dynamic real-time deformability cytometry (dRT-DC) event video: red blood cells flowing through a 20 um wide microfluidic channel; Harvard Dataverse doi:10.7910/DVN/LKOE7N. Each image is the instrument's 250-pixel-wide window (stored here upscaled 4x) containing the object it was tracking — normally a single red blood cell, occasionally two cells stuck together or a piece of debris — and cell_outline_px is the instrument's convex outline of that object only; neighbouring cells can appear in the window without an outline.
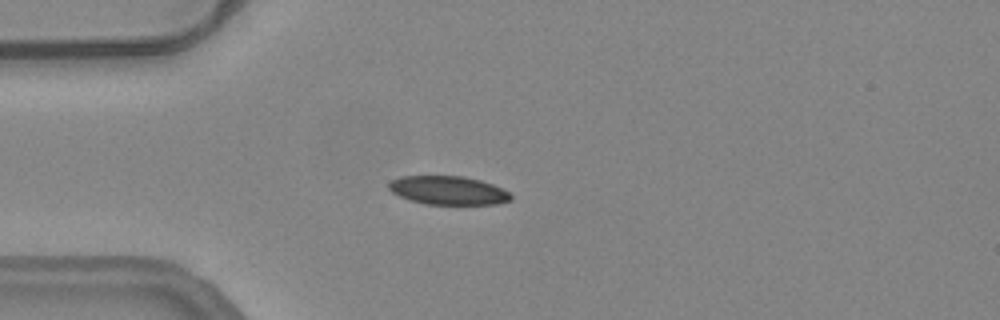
{"species": "common noctule bat (a hibernating species)", "species_latin": "Nyctalus noctula", "temperature_condition": "warm", "stored_images_in_passage": 55, "camera_frame_rate_fps": 3000, "um_per_image_px": 0.085, "animal": {"sex": "female", "body_mass_g": 24.6, "forearm_length_mm": 56.2}, "frame": {"image": 1, "passage_image": 15, "time_ms": 4.667, "image_size_px": [1000, 320], "cell_outline_px": [[512, 200], [496, 204], [424, 204], [408, 200], [392, 192], [388, 188], [388, 184], [392, 180], [400, 176], [464, 176], [480, 180], [492, 184], [508, 192], [512, 196]], "centroid_in_image_um": [38.07, 16.18], "position_along_channel_um": 46.9, "area_um2": 20.35}}
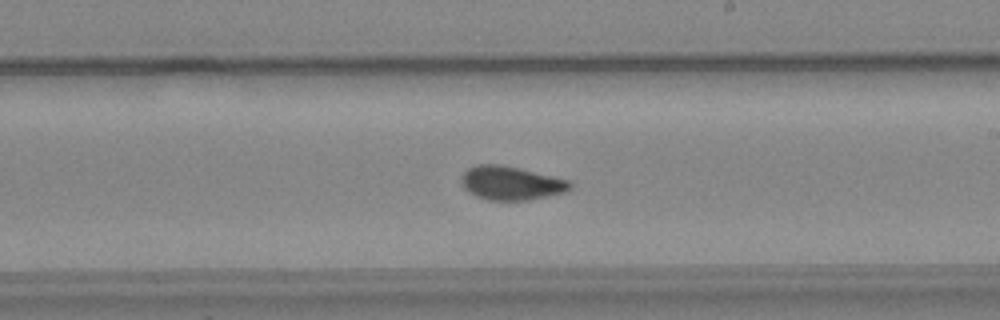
{"frame": {"image": 2, "passage_image": 32, "time_ms": 10.333, "image_size_px": [1000, 320], "cell_outline_px": [[572, 188], [564, 192], [528, 200], [488, 200], [476, 196], [468, 192], [460, 184], [460, 176], [468, 168], [476, 164], [500, 164], [520, 168], [568, 180], [572, 184]], "centroid_in_image_um": [43.38, 15.55], "position_along_channel_um": 245.6, "area_um2": 21.44}}
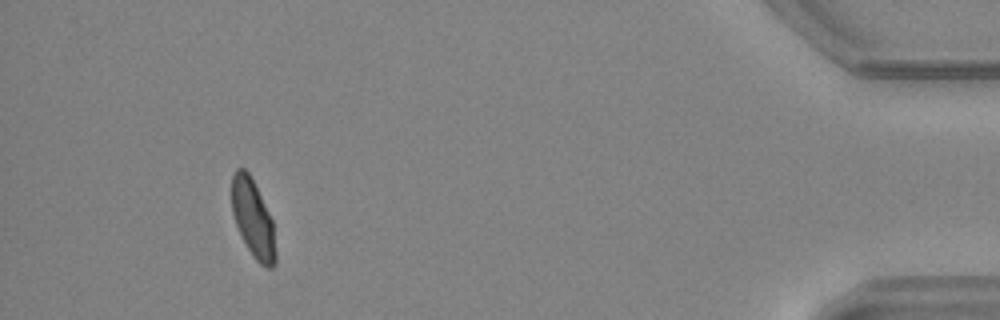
{"frame": {"image": 3, "passage_image": 51, "time_ms": 16.667, "image_size_px": [1000, 320], "cell_outline_px": [[276, 264], [272, 268], [268, 268], [260, 264], [252, 256], [236, 224], [232, 212], [232, 176], [236, 168], [244, 168], [248, 172], [272, 220], [276, 252]], "centroid_in_image_um": [21.51, 18.62], "position_along_channel_um": 413.7, "area_um2": 19.48}, "authors_computed_cell_mechanics": {"area_um2": 20.5768, "velocity_mm_per_s": 3.7519, "shape_relaxation_time_tau1_ms": 5.6862, "shape_relaxation_time_tau2_ms": 0.9667, "deformation_change_tau1": 0.1418, "deformation_change_tau2": 0.0472}}